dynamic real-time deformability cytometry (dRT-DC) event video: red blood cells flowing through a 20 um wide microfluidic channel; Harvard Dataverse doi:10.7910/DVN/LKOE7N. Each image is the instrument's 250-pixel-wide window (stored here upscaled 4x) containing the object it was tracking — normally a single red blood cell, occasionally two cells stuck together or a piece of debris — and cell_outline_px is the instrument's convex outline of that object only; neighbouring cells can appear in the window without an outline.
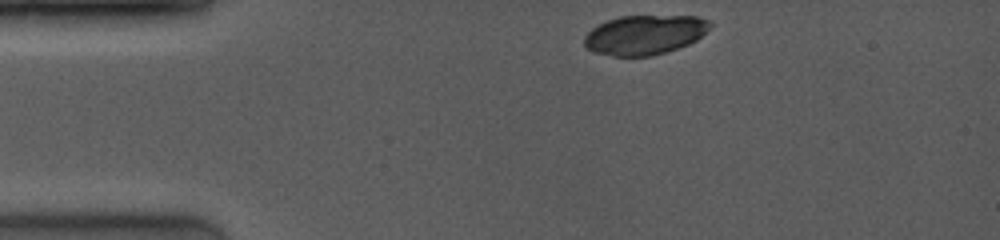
{"species": "common noctule bat (a hibernating species)", "species_latin": "Nyctalus noctula", "temperature_condition": "room temperature", "stored_images_in_passage": 3, "camera_frame_rate_fps": 4000, "um_per_image_px": 0.085, "animal": {"sex": "female", "body_mass_g": 19.0, "forearm_length_mm": 53.3}, "frame": {"image": 1, "passage_image": 1, "time_ms": 0.0, "image_size_px": [1000, 240], "cell_outline_px": [[712, 24], [696, 40], [688, 44], [668, 52], [652, 56], [612, 56], [596, 52], [588, 48], [584, 44], [584, 36], [592, 28], [608, 20], [620, 16], [696, 16], [712, 20]], "centroid_in_image_um": [54.81, 2.96], "position_along_channel_um": 30.2, "area_um2": 28.9}}